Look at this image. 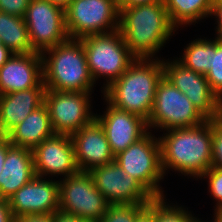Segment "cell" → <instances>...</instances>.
<instances>
[{"label":"cell","instance_id":"cell-2","mask_svg":"<svg viewBox=\"0 0 222 222\" xmlns=\"http://www.w3.org/2000/svg\"><path fill=\"white\" fill-rule=\"evenodd\" d=\"M119 9L118 30L136 58H153L177 30L164 2Z\"/></svg>","mask_w":222,"mask_h":222},{"label":"cell","instance_id":"cell-9","mask_svg":"<svg viewBox=\"0 0 222 222\" xmlns=\"http://www.w3.org/2000/svg\"><path fill=\"white\" fill-rule=\"evenodd\" d=\"M62 180L59 181V211L89 222L100 221L110 203L95 187L89 172L79 171Z\"/></svg>","mask_w":222,"mask_h":222},{"label":"cell","instance_id":"cell-14","mask_svg":"<svg viewBox=\"0 0 222 222\" xmlns=\"http://www.w3.org/2000/svg\"><path fill=\"white\" fill-rule=\"evenodd\" d=\"M35 175L43 177L63 175L67 178L79 172L74 145L70 135L53 134L33 151Z\"/></svg>","mask_w":222,"mask_h":222},{"label":"cell","instance_id":"cell-23","mask_svg":"<svg viewBox=\"0 0 222 222\" xmlns=\"http://www.w3.org/2000/svg\"><path fill=\"white\" fill-rule=\"evenodd\" d=\"M172 24L178 29L211 16L213 0H164Z\"/></svg>","mask_w":222,"mask_h":222},{"label":"cell","instance_id":"cell-5","mask_svg":"<svg viewBox=\"0 0 222 222\" xmlns=\"http://www.w3.org/2000/svg\"><path fill=\"white\" fill-rule=\"evenodd\" d=\"M85 49L90 74L94 80L103 77L107 88L117 80L136 59L129 51L119 30L90 35L79 39Z\"/></svg>","mask_w":222,"mask_h":222},{"label":"cell","instance_id":"cell-22","mask_svg":"<svg viewBox=\"0 0 222 222\" xmlns=\"http://www.w3.org/2000/svg\"><path fill=\"white\" fill-rule=\"evenodd\" d=\"M0 39L13 54L33 52L25 19L0 12Z\"/></svg>","mask_w":222,"mask_h":222},{"label":"cell","instance_id":"cell-32","mask_svg":"<svg viewBox=\"0 0 222 222\" xmlns=\"http://www.w3.org/2000/svg\"><path fill=\"white\" fill-rule=\"evenodd\" d=\"M0 222H14L9 202L0 198Z\"/></svg>","mask_w":222,"mask_h":222},{"label":"cell","instance_id":"cell-4","mask_svg":"<svg viewBox=\"0 0 222 222\" xmlns=\"http://www.w3.org/2000/svg\"><path fill=\"white\" fill-rule=\"evenodd\" d=\"M41 56L46 89L93 92L96 83L90 74L85 49L79 39H68L44 51Z\"/></svg>","mask_w":222,"mask_h":222},{"label":"cell","instance_id":"cell-28","mask_svg":"<svg viewBox=\"0 0 222 222\" xmlns=\"http://www.w3.org/2000/svg\"><path fill=\"white\" fill-rule=\"evenodd\" d=\"M208 179V191L217 201L214 214H222V169L211 167L200 178Z\"/></svg>","mask_w":222,"mask_h":222},{"label":"cell","instance_id":"cell-24","mask_svg":"<svg viewBox=\"0 0 222 222\" xmlns=\"http://www.w3.org/2000/svg\"><path fill=\"white\" fill-rule=\"evenodd\" d=\"M183 51L182 58H177V60L185 67L203 75L211 69L212 40L195 39L186 45Z\"/></svg>","mask_w":222,"mask_h":222},{"label":"cell","instance_id":"cell-39","mask_svg":"<svg viewBox=\"0 0 222 222\" xmlns=\"http://www.w3.org/2000/svg\"><path fill=\"white\" fill-rule=\"evenodd\" d=\"M53 4H56L63 9L67 7V5L71 2V0H50Z\"/></svg>","mask_w":222,"mask_h":222},{"label":"cell","instance_id":"cell-40","mask_svg":"<svg viewBox=\"0 0 222 222\" xmlns=\"http://www.w3.org/2000/svg\"><path fill=\"white\" fill-rule=\"evenodd\" d=\"M214 221L211 222H222V214H214ZM205 222V221H202Z\"/></svg>","mask_w":222,"mask_h":222},{"label":"cell","instance_id":"cell-38","mask_svg":"<svg viewBox=\"0 0 222 222\" xmlns=\"http://www.w3.org/2000/svg\"><path fill=\"white\" fill-rule=\"evenodd\" d=\"M135 222H154L153 215L145 209L136 219Z\"/></svg>","mask_w":222,"mask_h":222},{"label":"cell","instance_id":"cell-41","mask_svg":"<svg viewBox=\"0 0 222 222\" xmlns=\"http://www.w3.org/2000/svg\"><path fill=\"white\" fill-rule=\"evenodd\" d=\"M213 4H222V0H213Z\"/></svg>","mask_w":222,"mask_h":222},{"label":"cell","instance_id":"cell-29","mask_svg":"<svg viewBox=\"0 0 222 222\" xmlns=\"http://www.w3.org/2000/svg\"><path fill=\"white\" fill-rule=\"evenodd\" d=\"M212 167L222 169V116L212 120Z\"/></svg>","mask_w":222,"mask_h":222},{"label":"cell","instance_id":"cell-34","mask_svg":"<svg viewBox=\"0 0 222 222\" xmlns=\"http://www.w3.org/2000/svg\"><path fill=\"white\" fill-rule=\"evenodd\" d=\"M53 222H89V221L81 219L79 216L57 211L53 213Z\"/></svg>","mask_w":222,"mask_h":222},{"label":"cell","instance_id":"cell-12","mask_svg":"<svg viewBox=\"0 0 222 222\" xmlns=\"http://www.w3.org/2000/svg\"><path fill=\"white\" fill-rule=\"evenodd\" d=\"M164 77L179 89L207 120L222 116V101L212 91L205 75L197 73L180 63L163 60Z\"/></svg>","mask_w":222,"mask_h":222},{"label":"cell","instance_id":"cell-30","mask_svg":"<svg viewBox=\"0 0 222 222\" xmlns=\"http://www.w3.org/2000/svg\"><path fill=\"white\" fill-rule=\"evenodd\" d=\"M30 0H0V12L25 17Z\"/></svg>","mask_w":222,"mask_h":222},{"label":"cell","instance_id":"cell-15","mask_svg":"<svg viewBox=\"0 0 222 222\" xmlns=\"http://www.w3.org/2000/svg\"><path fill=\"white\" fill-rule=\"evenodd\" d=\"M108 105L103 115L95 114V119L103 127L114 156L131 144L139 141L148 132L147 121L142 117ZM148 130V131H147Z\"/></svg>","mask_w":222,"mask_h":222},{"label":"cell","instance_id":"cell-25","mask_svg":"<svg viewBox=\"0 0 222 222\" xmlns=\"http://www.w3.org/2000/svg\"><path fill=\"white\" fill-rule=\"evenodd\" d=\"M166 198H154L147 204V210L153 215L154 222H199L191 212L177 205L166 204Z\"/></svg>","mask_w":222,"mask_h":222},{"label":"cell","instance_id":"cell-35","mask_svg":"<svg viewBox=\"0 0 222 222\" xmlns=\"http://www.w3.org/2000/svg\"><path fill=\"white\" fill-rule=\"evenodd\" d=\"M164 2V0H118L119 7H133L143 4Z\"/></svg>","mask_w":222,"mask_h":222},{"label":"cell","instance_id":"cell-7","mask_svg":"<svg viewBox=\"0 0 222 222\" xmlns=\"http://www.w3.org/2000/svg\"><path fill=\"white\" fill-rule=\"evenodd\" d=\"M119 16L118 0H71L65 8L69 39L116 31Z\"/></svg>","mask_w":222,"mask_h":222},{"label":"cell","instance_id":"cell-20","mask_svg":"<svg viewBox=\"0 0 222 222\" xmlns=\"http://www.w3.org/2000/svg\"><path fill=\"white\" fill-rule=\"evenodd\" d=\"M45 86L0 95V135L6 136L44 103Z\"/></svg>","mask_w":222,"mask_h":222},{"label":"cell","instance_id":"cell-21","mask_svg":"<svg viewBox=\"0 0 222 222\" xmlns=\"http://www.w3.org/2000/svg\"><path fill=\"white\" fill-rule=\"evenodd\" d=\"M55 134L45 103L36 108L6 136L12 145L34 150L43 140Z\"/></svg>","mask_w":222,"mask_h":222},{"label":"cell","instance_id":"cell-33","mask_svg":"<svg viewBox=\"0 0 222 222\" xmlns=\"http://www.w3.org/2000/svg\"><path fill=\"white\" fill-rule=\"evenodd\" d=\"M211 15L217 18L216 38L222 40V4H213Z\"/></svg>","mask_w":222,"mask_h":222},{"label":"cell","instance_id":"cell-10","mask_svg":"<svg viewBox=\"0 0 222 222\" xmlns=\"http://www.w3.org/2000/svg\"><path fill=\"white\" fill-rule=\"evenodd\" d=\"M24 19L33 52L42 54L69 39L65 9L50 0H30Z\"/></svg>","mask_w":222,"mask_h":222},{"label":"cell","instance_id":"cell-36","mask_svg":"<svg viewBox=\"0 0 222 222\" xmlns=\"http://www.w3.org/2000/svg\"><path fill=\"white\" fill-rule=\"evenodd\" d=\"M7 155V136L0 135V174Z\"/></svg>","mask_w":222,"mask_h":222},{"label":"cell","instance_id":"cell-3","mask_svg":"<svg viewBox=\"0 0 222 222\" xmlns=\"http://www.w3.org/2000/svg\"><path fill=\"white\" fill-rule=\"evenodd\" d=\"M155 58H136L117 80L101 90L105 102L148 121L158 84L164 77L162 60Z\"/></svg>","mask_w":222,"mask_h":222},{"label":"cell","instance_id":"cell-11","mask_svg":"<svg viewBox=\"0 0 222 222\" xmlns=\"http://www.w3.org/2000/svg\"><path fill=\"white\" fill-rule=\"evenodd\" d=\"M90 92L46 89V104L55 134L72 135L95 119Z\"/></svg>","mask_w":222,"mask_h":222},{"label":"cell","instance_id":"cell-37","mask_svg":"<svg viewBox=\"0 0 222 222\" xmlns=\"http://www.w3.org/2000/svg\"><path fill=\"white\" fill-rule=\"evenodd\" d=\"M13 53L2 43H0V68L8 61Z\"/></svg>","mask_w":222,"mask_h":222},{"label":"cell","instance_id":"cell-17","mask_svg":"<svg viewBox=\"0 0 222 222\" xmlns=\"http://www.w3.org/2000/svg\"><path fill=\"white\" fill-rule=\"evenodd\" d=\"M71 139L79 171L89 172L94 167L114 162L105 131L96 119L72 134Z\"/></svg>","mask_w":222,"mask_h":222},{"label":"cell","instance_id":"cell-18","mask_svg":"<svg viewBox=\"0 0 222 222\" xmlns=\"http://www.w3.org/2000/svg\"><path fill=\"white\" fill-rule=\"evenodd\" d=\"M36 86H45L40 53L13 54L0 68V95Z\"/></svg>","mask_w":222,"mask_h":222},{"label":"cell","instance_id":"cell-13","mask_svg":"<svg viewBox=\"0 0 222 222\" xmlns=\"http://www.w3.org/2000/svg\"><path fill=\"white\" fill-rule=\"evenodd\" d=\"M95 187L110 204H149L154 197L114 161L89 171Z\"/></svg>","mask_w":222,"mask_h":222},{"label":"cell","instance_id":"cell-1","mask_svg":"<svg viewBox=\"0 0 222 222\" xmlns=\"http://www.w3.org/2000/svg\"><path fill=\"white\" fill-rule=\"evenodd\" d=\"M158 139L164 175L171 169L198 180L212 167V120L168 130Z\"/></svg>","mask_w":222,"mask_h":222},{"label":"cell","instance_id":"cell-19","mask_svg":"<svg viewBox=\"0 0 222 222\" xmlns=\"http://www.w3.org/2000/svg\"><path fill=\"white\" fill-rule=\"evenodd\" d=\"M35 176L32 150L12 145L7 138V155L0 174V198L8 201Z\"/></svg>","mask_w":222,"mask_h":222},{"label":"cell","instance_id":"cell-16","mask_svg":"<svg viewBox=\"0 0 222 222\" xmlns=\"http://www.w3.org/2000/svg\"><path fill=\"white\" fill-rule=\"evenodd\" d=\"M45 179L35 176L8 200L14 218L59 211V181Z\"/></svg>","mask_w":222,"mask_h":222},{"label":"cell","instance_id":"cell-8","mask_svg":"<svg viewBox=\"0 0 222 222\" xmlns=\"http://www.w3.org/2000/svg\"><path fill=\"white\" fill-rule=\"evenodd\" d=\"M207 119L165 77L159 82L153 108L147 121L148 129H163L164 131L194 127Z\"/></svg>","mask_w":222,"mask_h":222},{"label":"cell","instance_id":"cell-27","mask_svg":"<svg viewBox=\"0 0 222 222\" xmlns=\"http://www.w3.org/2000/svg\"><path fill=\"white\" fill-rule=\"evenodd\" d=\"M146 208V204H110L98 222H135Z\"/></svg>","mask_w":222,"mask_h":222},{"label":"cell","instance_id":"cell-6","mask_svg":"<svg viewBox=\"0 0 222 222\" xmlns=\"http://www.w3.org/2000/svg\"><path fill=\"white\" fill-rule=\"evenodd\" d=\"M114 161L128 175L136 179L154 198L164 196L160 180L164 179L161 167L159 139L148 132L139 141L118 153Z\"/></svg>","mask_w":222,"mask_h":222},{"label":"cell","instance_id":"cell-26","mask_svg":"<svg viewBox=\"0 0 222 222\" xmlns=\"http://www.w3.org/2000/svg\"><path fill=\"white\" fill-rule=\"evenodd\" d=\"M212 91L222 101V40H212L211 69L205 75Z\"/></svg>","mask_w":222,"mask_h":222},{"label":"cell","instance_id":"cell-31","mask_svg":"<svg viewBox=\"0 0 222 222\" xmlns=\"http://www.w3.org/2000/svg\"><path fill=\"white\" fill-rule=\"evenodd\" d=\"M14 222H53V214H25L14 218Z\"/></svg>","mask_w":222,"mask_h":222}]
</instances>
